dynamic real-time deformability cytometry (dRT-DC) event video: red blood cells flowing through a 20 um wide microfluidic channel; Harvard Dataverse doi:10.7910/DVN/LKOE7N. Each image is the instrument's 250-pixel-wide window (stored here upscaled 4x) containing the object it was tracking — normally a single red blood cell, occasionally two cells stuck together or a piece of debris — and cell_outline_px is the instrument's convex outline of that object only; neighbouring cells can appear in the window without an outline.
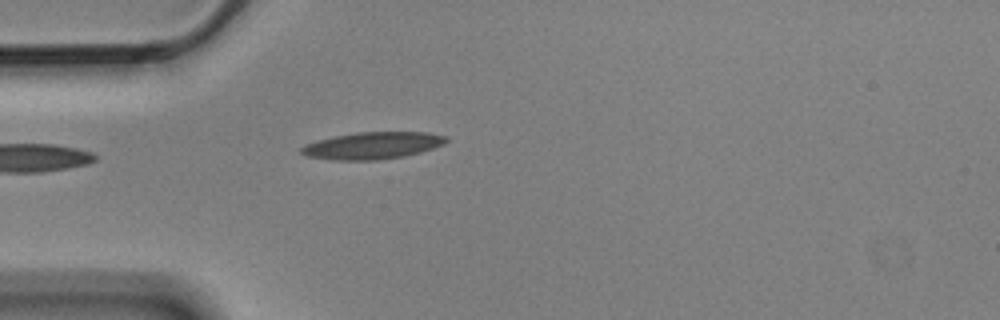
{"species": "Egyptian fruit bat (a non-hibernating species)", "species_latin": "Rousettus aegyptiacus", "temperature_condition": "cold", "stored_images_in_passage": 4, "camera_frame_rate_fps": 3000, "um_per_image_px": 0.085, "animal": {"sex": "male"}, "frame": {"image": 1, "passage_image": 4, "time_ms": 1.0, "image_size_px": [1000, 320], "cell_outline_px": [[448, 140], [444, 144], [420, 152], [404, 156], [376, 160], [332, 160], [308, 156], [300, 152], [300, 148], [304, 144], [316, 140], [332, 136], [356, 132], [428, 132], [448, 136]], "centroid_in_image_um": [31.65, 12.36], "position_along_channel_um": 53.4, "area_um2": 22.95}}